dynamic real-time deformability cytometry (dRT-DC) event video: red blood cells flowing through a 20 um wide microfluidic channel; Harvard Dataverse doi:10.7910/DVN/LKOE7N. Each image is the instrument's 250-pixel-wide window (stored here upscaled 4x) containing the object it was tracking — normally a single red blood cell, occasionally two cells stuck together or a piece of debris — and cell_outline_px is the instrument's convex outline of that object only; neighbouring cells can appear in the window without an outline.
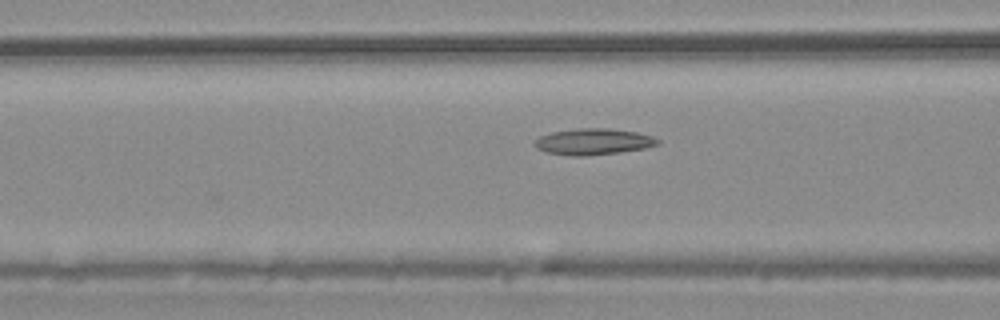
{"species": "common noctule bat (a hibernating species)", "species_latin": "Nyctalus noctula", "temperature_condition": "warm", "stored_images_in_passage": 36, "camera_frame_rate_fps": 3000, "um_per_image_px": 0.085, "animal": {"sex": "male", "body_mass_g": 20.4}, "frame": {"image": 1, "passage_image": 7, "time_ms": 2.0, "image_size_px": [1000, 320], "cell_outline_px": [[660, 144], [644, 148], [620, 152], [588, 156], [568, 156], [548, 152], [536, 148], [532, 144], [540, 136], [552, 132], [576, 128], [608, 128], [636, 132], [652, 136], [660, 140]], "centroid_in_image_um": [50.42, 12.04], "position_along_channel_um": 116.2, "area_um2": 18.9}}
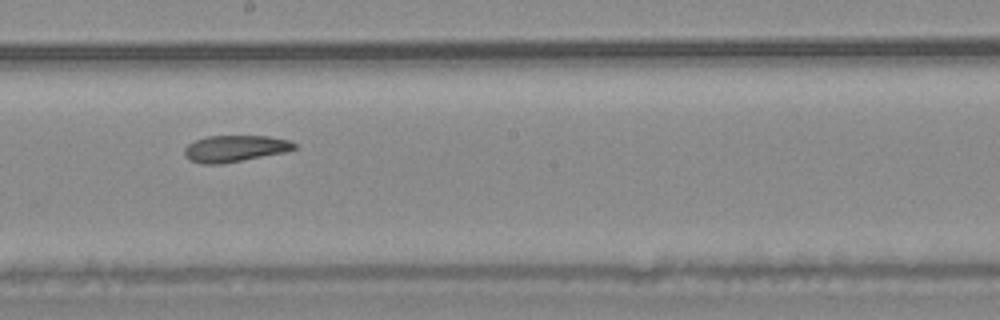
{"frame": {"image": 2, "passage_image": 16, "time_ms": 5.0, "image_size_px": [1000, 320], "cell_outline_px": [[296, 148], [284, 152], [220, 164], [200, 164], [188, 160], [184, 156], [184, 148], [188, 144], [196, 140], [208, 136], [268, 136], [288, 140], [296, 144]], "centroid_in_image_um": [19.91, 12.63], "position_along_channel_um": 228.3, "area_um2": 16.88}}
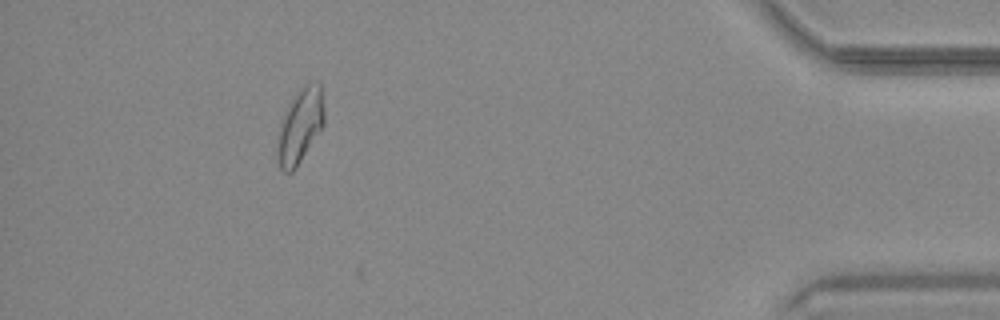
{"frame": {"image": 3, "passage_image": 35, "time_ms": 11.333, "image_size_px": [1000, 320], "cell_outline_px": [[324, 124], [296, 168], [292, 172], [284, 172], [280, 168], [276, 152], [276, 148], [280, 124], [284, 112], [292, 96], [304, 84], [320, 84], [324, 108]], "centroid_in_image_um": [25.48, 10.71], "position_along_channel_um": 409.7, "area_um2": 20.29}, "authors_computed_cell_mechanics": {"area_um2": 17.9469, "velocity_mm_per_s": 3.7303, "shape_relaxation_time_tau1_ms": null, "shape_relaxation_time_tau2_ms": 6.7278, "deformation_change_tau1": null, "deformation_change_tau2": 0.1443}}